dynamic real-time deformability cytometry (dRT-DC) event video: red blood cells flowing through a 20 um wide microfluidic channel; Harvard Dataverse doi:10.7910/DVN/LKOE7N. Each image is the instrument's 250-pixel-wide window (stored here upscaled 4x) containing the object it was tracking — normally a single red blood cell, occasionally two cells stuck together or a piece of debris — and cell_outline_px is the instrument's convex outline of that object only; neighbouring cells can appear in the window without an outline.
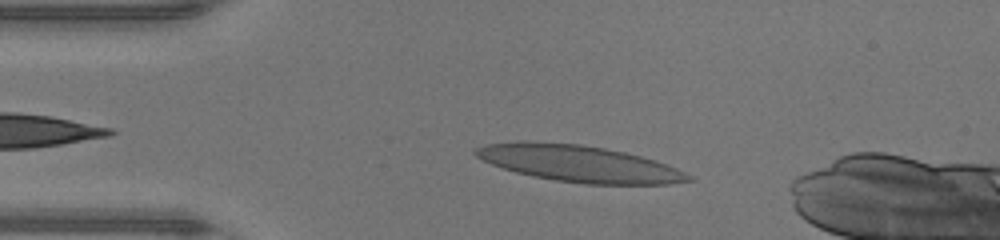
{"species": "human", "species_latin": "Homo sapiens", "temperature_condition": "warm", "stored_images_in_passage": 40, "camera_frame_rate_fps": 3000, "um_per_image_px": 0.085, "donor": {"sex": "male"}, "frame": {"image": 1, "passage_image": 7, "time_ms": 2.0, "image_size_px": [1000, 240], "cell_outline_px": [[696, 180], [668, 184], [584, 184], [556, 180], [532, 176], [516, 172], [492, 164], [476, 156], [472, 152], [476, 148], [488, 144], [520, 140], [528, 140], [580, 144], [604, 148], [624, 152], [656, 160], [676, 168], [692, 176]], "centroid_in_image_um": [49.22, 13.9], "position_along_channel_um": 35.8, "area_um2": 45.32}}
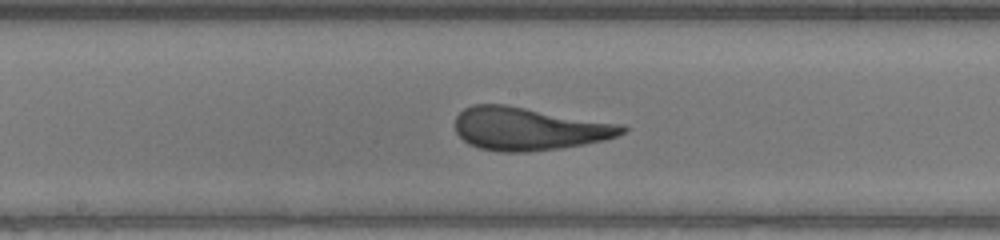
{"frame": {"image": 2, "passage_image": 21, "time_ms": 6.667, "image_size_px": [1000, 240], "cell_outline_px": [[628, 132], [604, 140], [584, 144], [560, 148], [528, 152], [500, 152], [480, 148], [468, 144], [456, 132], [456, 116], [464, 108], [472, 104], [504, 104], [624, 124], [628, 128]], "centroid_in_image_um": [44.98, 10.94], "position_along_channel_um": 203.2, "area_um2": 42.02}}
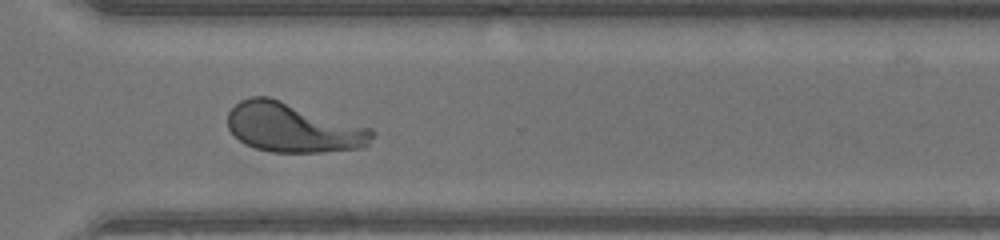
{"frame": {"image": 3, "passage_image": 31, "time_ms": 10.0, "image_size_px": [1000, 240], "cell_outline_px": [[376, 132], [368, 144], [364, 148], [320, 152], [272, 152], [256, 148], [244, 144], [228, 128], [228, 112], [240, 100], [252, 96], [268, 96], [372, 128]], "centroid_in_image_um": [24.93, 10.85], "position_along_channel_um": 345.7, "area_um2": 41.62}}